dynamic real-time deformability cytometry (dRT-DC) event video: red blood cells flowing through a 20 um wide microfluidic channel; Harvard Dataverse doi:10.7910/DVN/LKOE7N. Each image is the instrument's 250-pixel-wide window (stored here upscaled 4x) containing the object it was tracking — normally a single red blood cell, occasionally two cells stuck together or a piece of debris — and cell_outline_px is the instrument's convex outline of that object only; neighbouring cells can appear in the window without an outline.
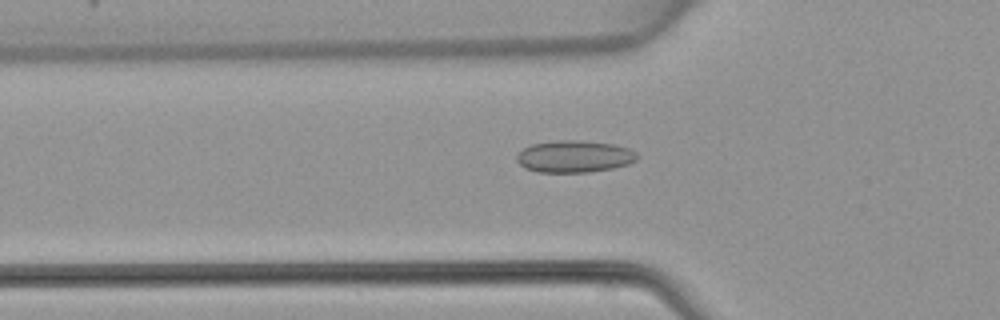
{"species": "common noctule bat (a hibernating species)", "species_latin": "Nyctalus noctula", "temperature_condition": "warm", "stored_images_in_passage": 41, "camera_frame_rate_fps": 3000, "um_per_image_px": 0.085, "animal": {"sex": "female", "body_mass_g": 22.7, "forearm_length_mm": 54.2}, "frame": {"image": 1, "passage_image": 16, "time_ms": 5.0, "image_size_px": [1000, 320], "cell_outline_px": [[640, 156], [636, 160], [628, 164], [612, 168], [588, 172], [536, 172], [524, 168], [516, 160], [516, 156], [524, 148], [532, 144], [560, 140], [580, 140], [616, 144], [628, 148], [636, 152]], "centroid_in_image_um": [48.84, 13.3], "position_along_channel_um": 77.0, "area_um2": 22.54}}
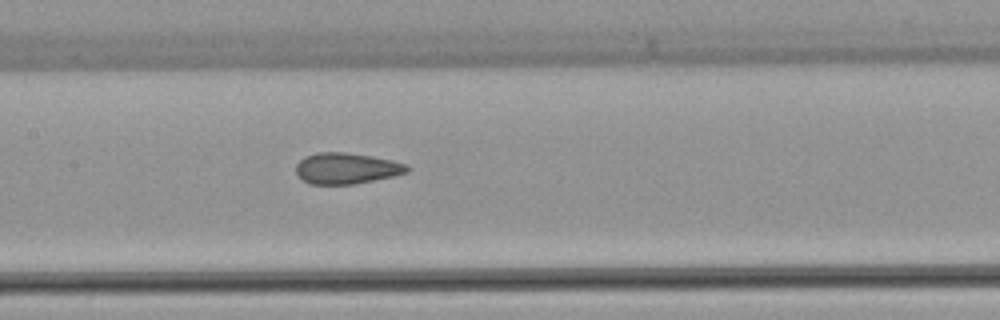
{"frame": {"image": 2, "passage_image": 23, "time_ms": 7.333, "image_size_px": [1000, 320], "cell_outline_px": [[412, 168], [408, 172], [392, 176], [352, 184], [308, 184], [296, 172], [296, 164], [304, 156], [316, 152], [344, 152], [372, 156], [392, 160], [408, 164]], "centroid_in_image_um": [29.46, 14.29], "position_along_channel_um": 177.9, "area_um2": 20.11}}
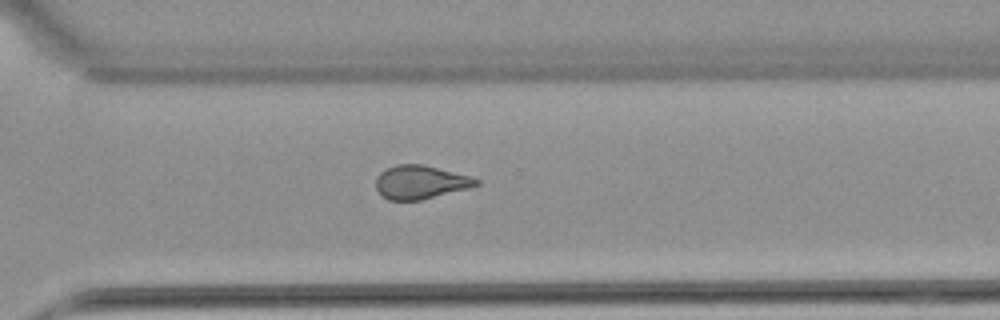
{"frame": {"image": 3, "passage_image": 34, "time_ms": 11.0, "image_size_px": [1000, 320], "cell_outline_px": [[480, 184], [468, 188], [420, 200], [388, 200], [376, 188], [376, 176], [380, 172], [396, 164], [424, 164], [472, 176], [480, 180]], "centroid_in_image_um": [35.75, 15.47], "position_along_channel_um": 334.8, "area_um2": 19.59}}